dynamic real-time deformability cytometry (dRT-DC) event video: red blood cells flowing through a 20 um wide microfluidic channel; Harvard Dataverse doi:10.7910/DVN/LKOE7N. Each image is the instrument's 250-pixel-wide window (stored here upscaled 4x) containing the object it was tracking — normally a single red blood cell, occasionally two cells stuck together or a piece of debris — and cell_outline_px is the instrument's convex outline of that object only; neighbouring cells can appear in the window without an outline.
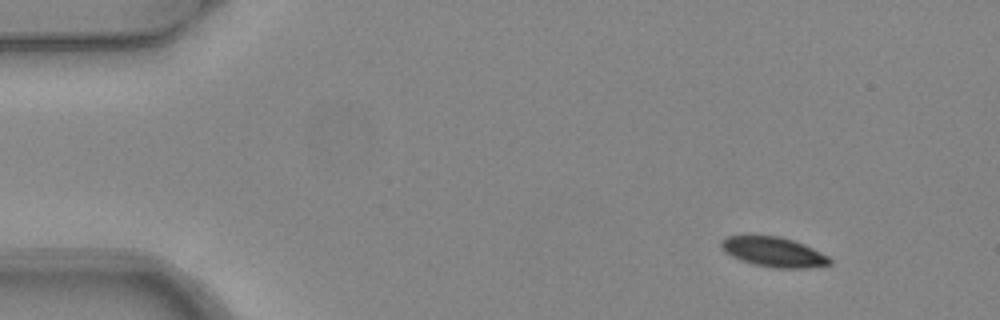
{"species": "common noctule bat (a hibernating species)", "species_latin": "Nyctalus noctula", "temperature_condition": "warm", "stored_images_in_passage": 4, "camera_frame_rate_fps": 3000, "um_per_image_px": 0.085, "animal": {"sex": "female", "body_mass_g": 24.6, "forearm_length_mm": 56.2}, "frame": {"image": 1, "passage_image": 1, "time_ms": 0.0, "image_size_px": [1000, 320], "cell_outline_px": [[832, 264], [808, 268], [776, 268], [752, 264], [740, 260], [724, 252], [720, 244], [720, 240], [728, 236], [780, 236], [804, 244], [828, 256], [832, 260]], "centroid_in_image_um": [65.76, 21.42], "position_along_channel_um": 19.2, "area_um2": 18.84}}